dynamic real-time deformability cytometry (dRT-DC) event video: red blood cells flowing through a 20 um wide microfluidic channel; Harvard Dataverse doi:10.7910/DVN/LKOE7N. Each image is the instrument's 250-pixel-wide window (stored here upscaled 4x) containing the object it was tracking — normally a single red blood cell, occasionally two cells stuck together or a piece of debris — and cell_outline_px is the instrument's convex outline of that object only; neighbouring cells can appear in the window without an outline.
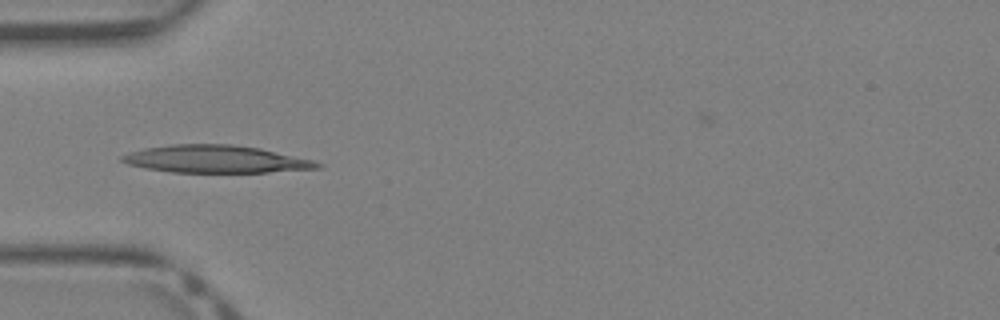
{"species": "Egyptian fruit bat (a non-hibernating species)", "species_latin": "Rousettus aegyptiacus", "temperature_condition": "warm", "stored_images_in_passage": 30, "camera_frame_rate_fps": 3000, "um_per_image_px": 0.085, "animal": {"sex": "female"}, "frame": {"image": 1, "passage_image": 6, "time_ms": 1.667, "image_size_px": [1000, 320], "cell_outline_px": [[324, 164], [320, 168], [268, 172], [172, 172], [144, 168], [128, 164], [120, 160], [120, 156], [128, 152], [144, 148], [172, 144], [232, 144], [260, 148], [312, 160]], "centroid_in_image_um": [18.3, 13.52], "position_along_channel_um": 66.7, "area_um2": 31.27}}
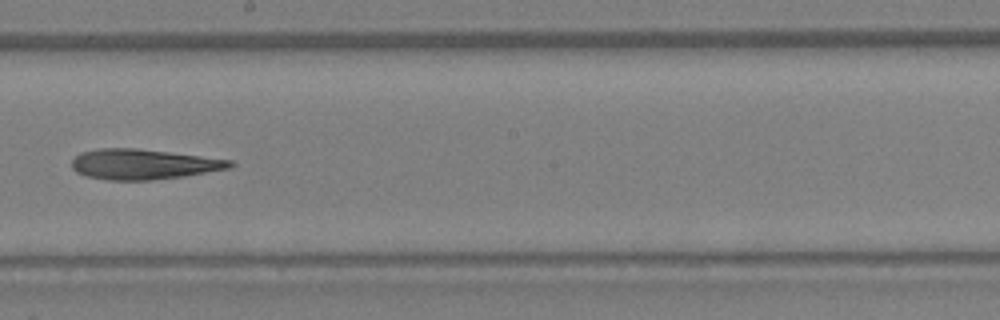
{"frame": {"image": 2, "passage_image": 16, "time_ms": 5.0, "image_size_px": [1000, 320], "cell_outline_px": [[236, 164], [232, 168], [184, 176], [152, 180], [108, 180], [84, 176], [76, 172], [72, 168], [72, 160], [80, 152], [100, 148], [136, 148], [232, 160]], "centroid_in_image_um": [12.18, 13.96], "position_along_channel_um": 236.0, "area_um2": 27.98}}
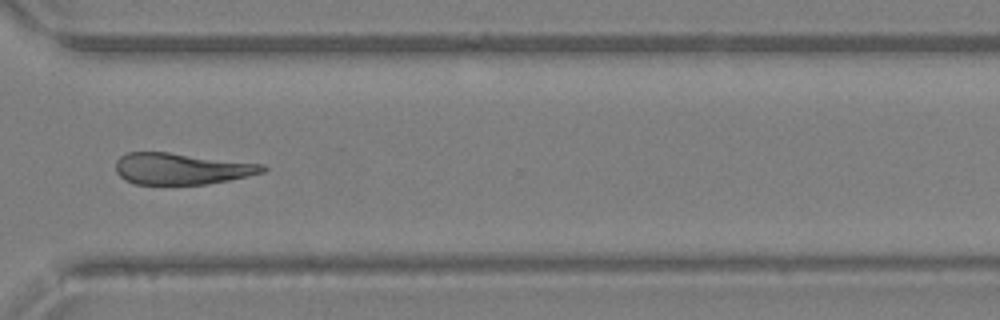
{"frame": {"image": 3, "passage_image": 23, "time_ms": 7.333, "image_size_px": [1000, 320], "cell_outline_px": [[268, 168], [264, 172], [248, 176], [228, 180], [204, 184], [136, 184], [124, 180], [116, 172], [116, 160], [120, 156], [128, 152], [168, 152], [264, 164]], "centroid_in_image_um": [15.42, 14.33], "position_along_channel_um": 355.2, "area_um2": 26.88}}